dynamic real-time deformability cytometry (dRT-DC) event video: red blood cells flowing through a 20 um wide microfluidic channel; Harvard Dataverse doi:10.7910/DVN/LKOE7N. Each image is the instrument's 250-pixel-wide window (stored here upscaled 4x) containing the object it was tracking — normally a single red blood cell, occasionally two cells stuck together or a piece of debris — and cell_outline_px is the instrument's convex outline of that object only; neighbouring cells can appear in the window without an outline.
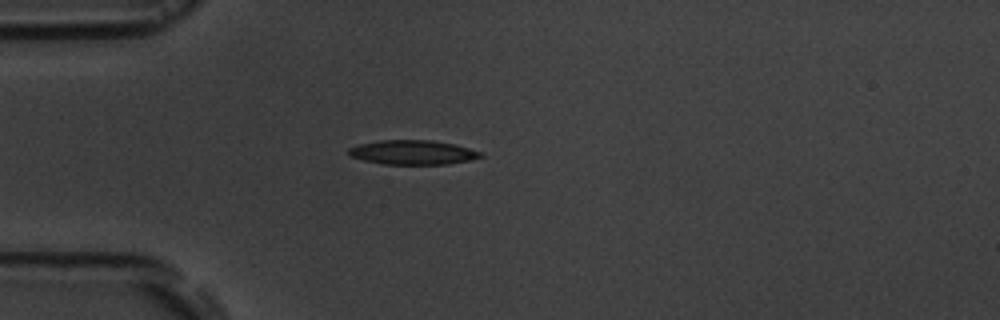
{"species": "common noctule bat (a hibernating species)", "species_latin": "Nyctalus noctula", "temperature_condition": "room temperature", "stored_images_in_passage": 1, "camera_frame_rate_fps": 3000, "um_per_image_px": 0.085, "animal": {"sex": "male", "body_mass_g": 19.5, "forearm_length_mm": 54.6}, "frame": {"image": 1, "passage_image": 1, "time_ms": 0.0, "image_size_px": [1000, 320], "cell_outline_px": [[484, 156], [468, 160], [448, 164], [384, 164], [364, 160], [352, 156], [348, 152], [348, 148], [360, 144], [380, 140], [432, 140], [456, 144], [480, 152]], "centroid_in_image_um": [35.09, 12.94], "position_along_channel_um": 49.9, "area_um2": 18.55}}